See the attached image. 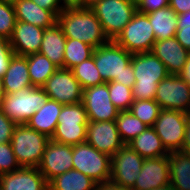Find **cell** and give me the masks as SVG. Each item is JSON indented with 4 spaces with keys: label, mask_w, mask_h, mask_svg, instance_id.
I'll return each mask as SVG.
<instances>
[{
    "label": "cell",
    "mask_w": 190,
    "mask_h": 190,
    "mask_svg": "<svg viewBox=\"0 0 190 190\" xmlns=\"http://www.w3.org/2000/svg\"><path fill=\"white\" fill-rule=\"evenodd\" d=\"M86 142L110 157L124 145L114 121H88Z\"/></svg>",
    "instance_id": "obj_16"
},
{
    "label": "cell",
    "mask_w": 190,
    "mask_h": 190,
    "mask_svg": "<svg viewBox=\"0 0 190 190\" xmlns=\"http://www.w3.org/2000/svg\"><path fill=\"white\" fill-rule=\"evenodd\" d=\"M181 151L190 154V115L187 119L185 138H184V142H183Z\"/></svg>",
    "instance_id": "obj_44"
},
{
    "label": "cell",
    "mask_w": 190,
    "mask_h": 190,
    "mask_svg": "<svg viewBox=\"0 0 190 190\" xmlns=\"http://www.w3.org/2000/svg\"><path fill=\"white\" fill-rule=\"evenodd\" d=\"M16 21L14 5L0 0V36L10 39Z\"/></svg>",
    "instance_id": "obj_35"
},
{
    "label": "cell",
    "mask_w": 190,
    "mask_h": 190,
    "mask_svg": "<svg viewBox=\"0 0 190 190\" xmlns=\"http://www.w3.org/2000/svg\"><path fill=\"white\" fill-rule=\"evenodd\" d=\"M170 184L167 156L145 159L135 185L131 190H152Z\"/></svg>",
    "instance_id": "obj_17"
},
{
    "label": "cell",
    "mask_w": 190,
    "mask_h": 190,
    "mask_svg": "<svg viewBox=\"0 0 190 190\" xmlns=\"http://www.w3.org/2000/svg\"><path fill=\"white\" fill-rule=\"evenodd\" d=\"M62 106L63 104L56 100L48 99L45 105L35 112L26 124L33 130L51 138L58 124Z\"/></svg>",
    "instance_id": "obj_24"
},
{
    "label": "cell",
    "mask_w": 190,
    "mask_h": 190,
    "mask_svg": "<svg viewBox=\"0 0 190 190\" xmlns=\"http://www.w3.org/2000/svg\"><path fill=\"white\" fill-rule=\"evenodd\" d=\"M82 89L105 83L94 63V57L84 60L71 69Z\"/></svg>",
    "instance_id": "obj_32"
},
{
    "label": "cell",
    "mask_w": 190,
    "mask_h": 190,
    "mask_svg": "<svg viewBox=\"0 0 190 190\" xmlns=\"http://www.w3.org/2000/svg\"><path fill=\"white\" fill-rule=\"evenodd\" d=\"M14 55L10 40L0 36V79L3 78Z\"/></svg>",
    "instance_id": "obj_37"
},
{
    "label": "cell",
    "mask_w": 190,
    "mask_h": 190,
    "mask_svg": "<svg viewBox=\"0 0 190 190\" xmlns=\"http://www.w3.org/2000/svg\"><path fill=\"white\" fill-rule=\"evenodd\" d=\"M189 114L170 109H161L152 126L168 152L179 151L185 138Z\"/></svg>",
    "instance_id": "obj_10"
},
{
    "label": "cell",
    "mask_w": 190,
    "mask_h": 190,
    "mask_svg": "<svg viewBox=\"0 0 190 190\" xmlns=\"http://www.w3.org/2000/svg\"><path fill=\"white\" fill-rule=\"evenodd\" d=\"M160 105L154 99L134 100L129 111L148 127H152L160 113Z\"/></svg>",
    "instance_id": "obj_33"
},
{
    "label": "cell",
    "mask_w": 190,
    "mask_h": 190,
    "mask_svg": "<svg viewBox=\"0 0 190 190\" xmlns=\"http://www.w3.org/2000/svg\"><path fill=\"white\" fill-rule=\"evenodd\" d=\"M144 160L130 145L124 144L111 157L110 180L122 187L132 189L135 180L139 177Z\"/></svg>",
    "instance_id": "obj_12"
},
{
    "label": "cell",
    "mask_w": 190,
    "mask_h": 190,
    "mask_svg": "<svg viewBox=\"0 0 190 190\" xmlns=\"http://www.w3.org/2000/svg\"><path fill=\"white\" fill-rule=\"evenodd\" d=\"M87 126V112L82 102L63 105L55 132L50 139L72 146L84 143Z\"/></svg>",
    "instance_id": "obj_6"
},
{
    "label": "cell",
    "mask_w": 190,
    "mask_h": 190,
    "mask_svg": "<svg viewBox=\"0 0 190 190\" xmlns=\"http://www.w3.org/2000/svg\"><path fill=\"white\" fill-rule=\"evenodd\" d=\"M4 94H14L32 86L26 56L14 55L2 78Z\"/></svg>",
    "instance_id": "obj_21"
},
{
    "label": "cell",
    "mask_w": 190,
    "mask_h": 190,
    "mask_svg": "<svg viewBox=\"0 0 190 190\" xmlns=\"http://www.w3.org/2000/svg\"><path fill=\"white\" fill-rule=\"evenodd\" d=\"M131 63L136 80L133 99H154L158 84L169 75L165 65L152 52L133 54Z\"/></svg>",
    "instance_id": "obj_3"
},
{
    "label": "cell",
    "mask_w": 190,
    "mask_h": 190,
    "mask_svg": "<svg viewBox=\"0 0 190 190\" xmlns=\"http://www.w3.org/2000/svg\"><path fill=\"white\" fill-rule=\"evenodd\" d=\"M91 9L109 40H115L137 12V8L126 0H101Z\"/></svg>",
    "instance_id": "obj_8"
},
{
    "label": "cell",
    "mask_w": 190,
    "mask_h": 190,
    "mask_svg": "<svg viewBox=\"0 0 190 190\" xmlns=\"http://www.w3.org/2000/svg\"><path fill=\"white\" fill-rule=\"evenodd\" d=\"M0 190H48V182L38 168L20 167L0 175Z\"/></svg>",
    "instance_id": "obj_18"
},
{
    "label": "cell",
    "mask_w": 190,
    "mask_h": 190,
    "mask_svg": "<svg viewBox=\"0 0 190 190\" xmlns=\"http://www.w3.org/2000/svg\"><path fill=\"white\" fill-rule=\"evenodd\" d=\"M57 23L66 38L77 39L93 48L109 41L91 8H64L57 16Z\"/></svg>",
    "instance_id": "obj_1"
},
{
    "label": "cell",
    "mask_w": 190,
    "mask_h": 190,
    "mask_svg": "<svg viewBox=\"0 0 190 190\" xmlns=\"http://www.w3.org/2000/svg\"><path fill=\"white\" fill-rule=\"evenodd\" d=\"M151 52L163 62L169 75L181 73L190 53L175 37L156 41Z\"/></svg>",
    "instance_id": "obj_20"
},
{
    "label": "cell",
    "mask_w": 190,
    "mask_h": 190,
    "mask_svg": "<svg viewBox=\"0 0 190 190\" xmlns=\"http://www.w3.org/2000/svg\"><path fill=\"white\" fill-rule=\"evenodd\" d=\"M133 54L114 40L94 49V63L105 82L115 81L133 88L135 76L131 63Z\"/></svg>",
    "instance_id": "obj_2"
},
{
    "label": "cell",
    "mask_w": 190,
    "mask_h": 190,
    "mask_svg": "<svg viewBox=\"0 0 190 190\" xmlns=\"http://www.w3.org/2000/svg\"><path fill=\"white\" fill-rule=\"evenodd\" d=\"M44 30L27 22L16 21L10 44L16 55L27 56L40 51Z\"/></svg>",
    "instance_id": "obj_19"
},
{
    "label": "cell",
    "mask_w": 190,
    "mask_h": 190,
    "mask_svg": "<svg viewBox=\"0 0 190 190\" xmlns=\"http://www.w3.org/2000/svg\"><path fill=\"white\" fill-rule=\"evenodd\" d=\"M96 190H131L113 183L111 180L97 184Z\"/></svg>",
    "instance_id": "obj_43"
},
{
    "label": "cell",
    "mask_w": 190,
    "mask_h": 190,
    "mask_svg": "<svg viewBox=\"0 0 190 190\" xmlns=\"http://www.w3.org/2000/svg\"><path fill=\"white\" fill-rule=\"evenodd\" d=\"M130 2L132 5H134L136 8L139 6V4L142 2V0H126Z\"/></svg>",
    "instance_id": "obj_51"
},
{
    "label": "cell",
    "mask_w": 190,
    "mask_h": 190,
    "mask_svg": "<svg viewBox=\"0 0 190 190\" xmlns=\"http://www.w3.org/2000/svg\"><path fill=\"white\" fill-rule=\"evenodd\" d=\"M16 125L0 108V144L11 142Z\"/></svg>",
    "instance_id": "obj_38"
},
{
    "label": "cell",
    "mask_w": 190,
    "mask_h": 190,
    "mask_svg": "<svg viewBox=\"0 0 190 190\" xmlns=\"http://www.w3.org/2000/svg\"><path fill=\"white\" fill-rule=\"evenodd\" d=\"M170 184L175 190H190V154L179 151L168 155Z\"/></svg>",
    "instance_id": "obj_25"
},
{
    "label": "cell",
    "mask_w": 190,
    "mask_h": 190,
    "mask_svg": "<svg viewBox=\"0 0 190 190\" xmlns=\"http://www.w3.org/2000/svg\"><path fill=\"white\" fill-rule=\"evenodd\" d=\"M26 57L32 86L42 87L58 69L45 55L39 52Z\"/></svg>",
    "instance_id": "obj_29"
},
{
    "label": "cell",
    "mask_w": 190,
    "mask_h": 190,
    "mask_svg": "<svg viewBox=\"0 0 190 190\" xmlns=\"http://www.w3.org/2000/svg\"><path fill=\"white\" fill-rule=\"evenodd\" d=\"M66 39L62 28L56 23L44 30L39 53L45 55L58 68H64Z\"/></svg>",
    "instance_id": "obj_23"
},
{
    "label": "cell",
    "mask_w": 190,
    "mask_h": 190,
    "mask_svg": "<svg viewBox=\"0 0 190 190\" xmlns=\"http://www.w3.org/2000/svg\"><path fill=\"white\" fill-rule=\"evenodd\" d=\"M63 8L81 7V0H60Z\"/></svg>",
    "instance_id": "obj_47"
},
{
    "label": "cell",
    "mask_w": 190,
    "mask_h": 190,
    "mask_svg": "<svg viewBox=\"0 0 190 190\" xmlns=\"http://www.w3.org/2000/svg\"><path fill=\"white\" fill-rule=\"evenodd\" d=\"M4 96H5V94L3 91L2 79H0V106H1V103H2Z\"/></svg>",
    "instance_id": "obj_50"
},
{
    "label": "cell",
    "mask_w": 190,
    "mask_h": 190,
    "mask_svg": "<svg viewBox=\"0 0 190 190\" xmlns=\"http://www.w3.org/2000/svg\"><path fill=\"white\" fill-rule=\"evenodd\" d=\"M179 76L190 85V53Z\"/></svg>",
    "instance_id": "obj_45"
},
{
    "label": "cell",
    "mask_w": 190,
    "mask_h": 190,
    "mask_svg": "<svg viewBox=\"0 0 190 190\" xmlns=\"http://www.w3.org/2000/svg\"><path fill=\"white\" fill-rule=\"evenodd\" d=\"M115 122L124 144H129L148 127L129 110L119 111Z\"/></svg>",
    "instance_id": "obj_30"
},
{
    "label": "cell",
    "mask_w": 190,
    "mask_h": 190,
    "mask_svg": "<svg viewBox=\"0 0 190 190\" xmlns=\"http://www.w3.org/2000/svg\"><path fill=\"white\" fill-rule=\"evenodd\" d=\"M48 99L42 87L31 86L14 94H5L0 108L16 124H26Z\"/></svg>",
    "instance_id": "obj_5"
},
{
    "label": "cell",
    "mask_w": 190,
    "mask_h": 190,
    "mask_svg": "<svg viewBox=\"0 0 190 190\" xmlns=\"http://www.w3.org/2000/svg\"><path fill=\"white\" fill-rule=\"evenodd\" d=\"M169 6L177 15L182 14L190 10V0H170Z\"/></svg>",
    "instance_id": "obj_42"
},
{
    "label": "cell",
    "mask_w": 190,
    "mask_h": 190,
    "mask_svg": "<svg viewBox=\"0 0 190 190\" xmlns=\"http://www.w3.org/2000/svg\"><path fill=\"white\" fill-rule=\"evenodd\" d=\"M11 143L0 144V175L14 172L19 169Z\"/></svg>",
    "instance_id": "obj_36"
},
{
    "label": "cell",
    "mask_w": 190,
    "mask_h": 190,
    "mask_svg": "<svg viewBox=\"0 0 190 190\" xmlns=\"http://www.w3.org/2000/svg\"><path fill=\"white\" fill-rule=\"evenodd\" d=\"M114 41L131 54L151 52L156 38L148 15L136 12Z\"/></svg>",
    "instance_id": "obj_9"
},
{
    "label": "cell",
    "mask_w": 190,
    "mask_h": 190,
    "mask_svg": "<svg viewBox=\"0 0 190 190\" xmlns=\"http://www.w3.org/2000/svg\"><path fill=\"white\" fill-rule=\"evenodd\" d=\"M73 169L89 176L97 184L110 180L111 157L87 142L72 146Z\"/></svg>",
    "instance_id": "obj_7"
},
{
    "label": "cell",
    "mask_w": 190,
    "mask_h": 190,
    "mask_svg": "<svg viewBox=\"0 0 190 190\" xmlns=\"http://www.w3.org/2000/svg\"><path fill=\"white\" fill-rule=\"evenodd\" d=\"M152 190H175L171 184H166L164 186H161L159 188H155V189H152Z\"/></svg>",
    "instance_id": "obj_49"
},
{
    "label": "cell",
    "mask_w": 190,
    "mask_h": 190,
    "mask_svg": "<svg viewBox=\"0 0 190 190\" xmlns=\"http://www.w3.org/2000/svg\"><path fill=\"white\" fill-rule=\"evenodd\" d=\"M97 183L77 170L55 176L48 182V190H96Z\"/></svg>",
    "instance_id": "obj_28"
},
{
    "label": "cell",
    "mask_w": 190,
    "mask_h": 190,
    "mask_svg": "<svg viewBox=\"0 0 190 190\" xmlns=\"http://www.w3.org/2000/svg\"><path fill=\"white\" fill-rule=\"evenodd\" d=\"M50 138L27 124H17L11 138V146L20 167L37 168Z\"/></svg>",
    "instance_id": "obj_4"
},
{
    "label": "cell",
    "mask_w": 190,
    "mask_h": 190,
    "mask_svg": "<svg viewBox=\"0 0 190 190\" xmlns=\"http://www.w3.org/2000/svg\"><path fill=\"white\" fill-rule=\"evenodd\" d=\"M154 100L161 109L178 110L189 114L190 85L179 75H168L158 84Z\"/></svg>",
    "instance_id": "obj_11"
},
{
    "label": "cell",
    "mask_w": 190,
    "mask_h": 190,
    "mask_svg": "<svg viewBox=\"0 0 190 190\" xmlns=\"http://www.w3.org/2000/svg\"><path fill=\"white\" fill-rule=\"evenodd\" d=\"M72 145L49 140L38 169L49 182L55 176L73 169Z\"/></svg>",
    "instance_id": "obj_15"
},
{
    "label": "cell",
    "mask_w": 190,
    "mask_h": 190,
    "mask_svg": "<svg viewBox=\"0 0 190 190\" xmlns=\"http://www.w3.org/2000/svg\"><path fill=\"white\" fill-rule=\"evenodd\" d=\"M175 38L184 49L190 52V26H177Z\"/></svg>",
    "instance_id": "obj_41"
},
{
    "label": "cell",
    "mask_w": 190,
    "mask_h": 190,
    "mask_svg": "<svg viewBox=\"0 0 190 190\" xmlns=\"http://www.w3.org/2000/svg\"><path fill=\"white\" fill-rule=\"evenodd\" d=\"M82 103L86 109L88 121H114L119 113L110 100L108 82L84 89Z\"/></svg>",
    "instance_id": "obj_14"
},
{
    "label": "cell",
    "mask_w": 190,
    "mask_h": 190,
    "mask_svg": "<svg viewBox=\"0 0 190 190\" xmlns=\"http://www.w3.org/2000/svg\"><path fill=\"white\" fill-rule=\"evenodd\" d=\"M147 15L156 41L175 37L177 31V14L170 6L148 13Z\"/></svg>",
    "instance_id": "obj_27"
},
{
    "label": "cell",
    "mask_w": 190,
    "mask_h": 190,
    "mask_svg": "<svg viewBox=\"0 0 190 190\" xmlns=\"http://www.w3.org/2000/svg\"><path fill=\"white\" fill-rule=\"evenodd\" d=\"M1 1L14 4L15 2H17V1H19V0H1Z\"/></svg>",
    "instance_id": "obj_52"
},
{
    "label": "cell",
    "mask_w": 190,
    "mask_h": 190,
    "mask_svg": "<svg viewBox=\"0 0 190 190\" xmlns=\"http://www.w3.org/2000/svg\"><path fill=\"white\" fill-rule=\"evenodd\" d=\"M128 145L144 159L167 156L169 153L153 127H147Z\"/></svg>",
    "instance_id": "obj_26"
},
{
    "label": "cell",
    "mask_w": 190,
    "mask_h": 190,
    "mask_svg": "<svg viewBox=\"0 0 190 190\" xmlns=\"http://www.w3.org/2000/svg\"><path fill=\"white\" fill-rule=\"evenodd\" d=\"M168 6V0H142V2L137 7V12L148 14Z\"/></svg>",
    "instance_id": "obj_39"
},
{
    "label": "cell",
    "mask_w": 190,
    "mask_h": 190,
    "mask_svg": "<svg viewBox=\"0 0 190 190\" xmlns=\"http://www.w3.org/2000/svg\"><path fill=\"white\" fill-rule=\"evenodd\" d=\"M177 26H190V10L177 15Z\"/></svg>",
    "instance_id": "obj_46"
},
{
    "label": "cell",
    "mask_w": 190,
    "mask_h": 190,
    "mask_svg": "<svg viewBox=\"0 0 190 190\" xmlns=\"http://www.w3.org/2000/svg\"><path fill=\"white\" fill-rule=\"evenodd\" d=\"M100 1L101 0H81V7L82 8H91Z\"/></svg>",
    "instance_id": "obj_48"
},
{
    "label": "cell",
    "mask_w": 190,
    "mask_h": 190,
    "mask_svg": "<svg viewBox=\"0 0 190 190\" xmlns=\"http://www.w3.org/2000/svg\"><path fill=\"white\" fill-rule=\"evenodd\" d=\"M16 20L27 22L42 29L53 27L57 17L49 10H45L32 0H19L14 4Z\"/></svg>",
    "instance_id": "obj_22"
},
{
    "label": "cell",
    "mask_w": 190,
    "mask_h": 190,
    "mask_svg": "<svg viewBox=\"0 0 190 190\" xmlns=\"http://www.w3.org/2000/svg\"><path fill=\"white\" fill-rule=\"evenodd\" d=\"M42 88L49 99L63 105L82 102L83 89L71 69L58 68Z\"/></svg>",
    "instance_id": "obj_13"
},
{
    "label": "cell",
    "mask_w": 190,
    "mask_h": 190,
    "mask_svg": "<svg viewBox=\"0 0 190 190\" xmlns=\"http://www.w3.org/2000/svg\"><path fill=\"white\" fill-rule=\"evenodd\" d=\"M38 6L51 11L56 17L64 10L60 0H32Z\"/></svg>",
    "instance_id": "obj_40"
},
{
    "label": "cell",
    "mask_w": 190,
    "mask_h": 190,
    "mask_svg": "<svg viewBox=\"0 0 190 190\" xmlns=\"http://www.w3.org/2000/svg\"><path fill=\"white\" fill-rule=\"evenodd\" d=\"M108 90L113 105L119 111H128L134 101L132 88L119 82L110 81L108 82Z\"/></svg>",
    "instance_id": "obj_34"
},
{
    "label": "cell",
    "mask_w": 190,
    "mask_h": 190,
    "mask_svg": "<svg viewBox=\"0 0 190 190\" xmlns=\"http://www.w3.org/2000/svg\"><path fill=\"white\" fill-rule=\"evenodd\" d=\"M94 49L92 46L77 39L67 38L64 52V68L72 69L84 60L92 57Z\"/></svg>",
    "instance_id": "obj_31"
}]
</instances>
